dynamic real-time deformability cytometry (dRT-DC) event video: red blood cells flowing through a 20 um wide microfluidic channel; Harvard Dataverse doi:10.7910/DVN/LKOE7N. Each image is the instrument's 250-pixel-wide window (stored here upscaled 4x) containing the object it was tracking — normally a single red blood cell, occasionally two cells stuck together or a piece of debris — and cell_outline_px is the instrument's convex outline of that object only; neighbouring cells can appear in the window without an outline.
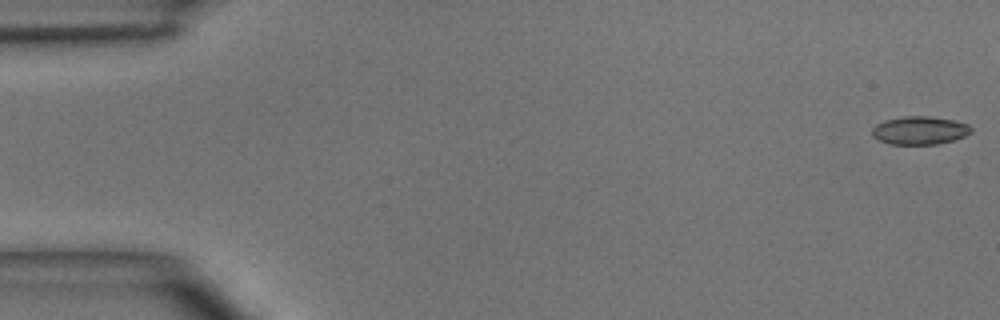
{"species": "common noctule bat (a hibernating species)", "species_latin": "Nyctalus noctula", "temperature_condition": "room temperature", "stored_images_in_passage": 6, "segment_of_instrument_passage": [2, 2], "camera_frame_rate_fps": 3000, "um_per_image_px": 0.085, "animal": {"sex": "male", "body_mass_g": 15.6}, "frame": {"image": 1, "passage_image": 6, "time_ms": 5.667, "image_size_px": [1000, 320], "cell_outline_px": [[972, 132], [964, 136], [952, 140], [936, 144], [888, 144], [872, 136], [872, 128], [876, 124], [884, 120], [904, 116], [928, 116], [952, 120], [968, 124], [972, 128]], "centroid_in_image_um": [78.15, 11.08], "position_along_channel_um": 6.8, "area_um2": 16.18}}